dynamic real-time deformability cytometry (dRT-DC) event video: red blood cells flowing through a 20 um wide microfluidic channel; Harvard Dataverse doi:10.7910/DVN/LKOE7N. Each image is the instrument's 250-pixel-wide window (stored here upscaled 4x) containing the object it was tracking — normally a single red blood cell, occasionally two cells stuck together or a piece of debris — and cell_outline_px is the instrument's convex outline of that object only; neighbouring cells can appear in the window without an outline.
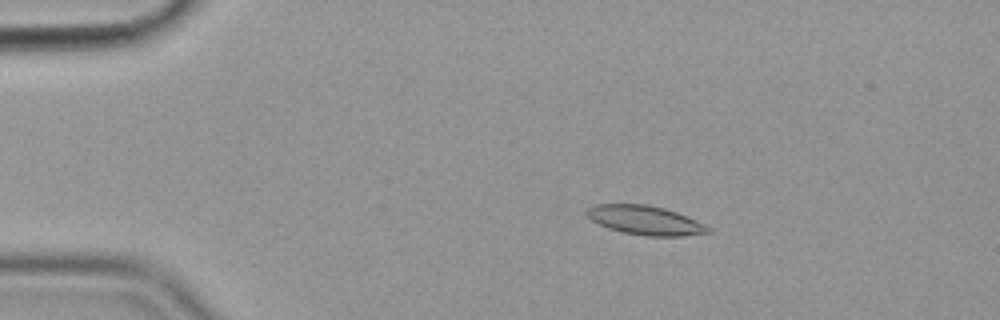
{"species": "common noctule bat (a hibernating species)", "species_latin": "Nyctalus noctula", "temperature_condition": "cold", "stored_images_in_passage": 57, "camera_frame_rate_fps": 3000, "um_per_image_px": 0.085, "animal": {"sex": "female", "body_mass_g": 19.9}, "frame": {"image": 1, "passage_image": 11, "time_ms": 3.333, "image_size_px": [1000, 320], "cell_outline_px": [[712, 232], [684, 236], [644, 236], [624, 232], [608, 228], [592, 220], [584, 212], [592, 204], [648, 204], [664, 208], [676, 212], [696, 220], [712, 228]], "centroid_in_image_um": [54.85, 18.72], "position_along_channel_um": 30.1, "area_um2": 20.63}}
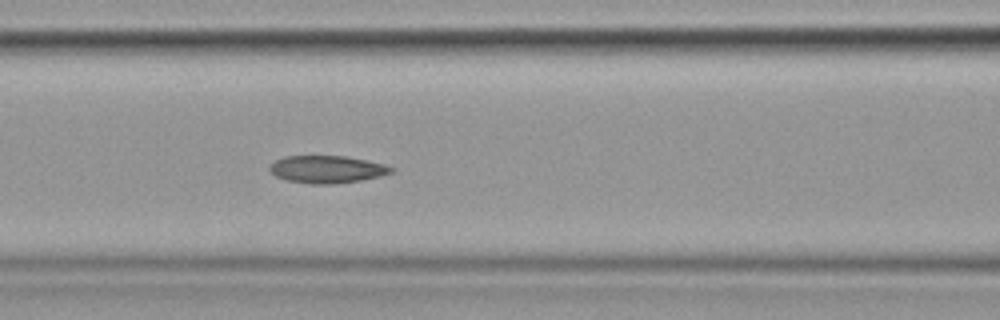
{"frame": {"image": 2, "passage_image": 25, "time_ms": 8.0, "image_size_px": [1000, 320], "cell_outline_px": [[392, 172], [380, 176], [360, 180], [332, 184], [308, 184], [288, 180], [276, 176], [268, 168], [276, 160], [284, 156], [344, 156], [384, 164], [392, 168]], "centroid_in_image_um": [27.76, 14.39], "position_along_channel_um": 138.8, "area_um2": 19.13}}
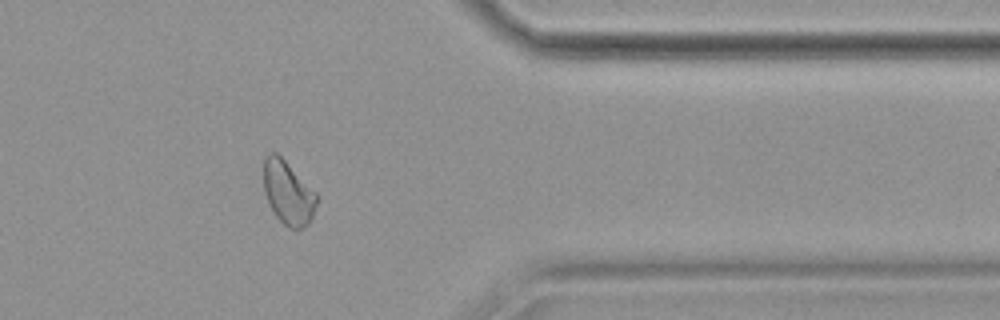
{"frame": {"image": 3, "passage_image": 47, "time_ms": 15.333, "image_size_px": [1000, 320], "cell_outline_px": [[320, 196], [312, 216], [308, 224], [304, 228], [288, 228], [276, 216], [268, 204], [264, 192], [264, 156], [268, 152], [276, 152]], "centroid_in_image_um": [24.48, 16.39], "position_along_channel_um": 386.9, "area_um2": 19.71}, "authors_computed_cell_mechanics": {"area_um2": 20.0566, "velocity_mm_per_s": 3.5709, "shape_relaxation_time_tau1_ms": null, "shape_relaxation_time_tau2_ms": 4.0042, "deformation_change_tau1": null, "deformation_change_tau2": 0.0913}}